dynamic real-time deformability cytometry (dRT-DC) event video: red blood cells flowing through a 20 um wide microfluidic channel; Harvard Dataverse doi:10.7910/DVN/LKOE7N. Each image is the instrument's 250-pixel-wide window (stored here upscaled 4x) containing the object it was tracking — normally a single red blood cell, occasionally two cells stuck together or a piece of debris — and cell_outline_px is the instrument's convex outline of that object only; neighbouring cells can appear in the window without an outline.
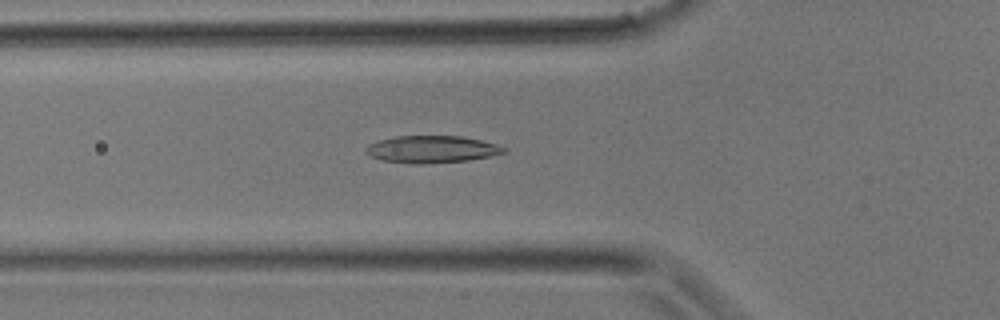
{"species": "common noctule bat (a hibernating species)", "species_latin": "Nyctalus noctula", "temperature_condition": "room temperature", "stored_images_in_passage": 33, "camera_frame_rate_fps": 3000, "um_per_image_px": 0.085, "animal": {"sex": "male", "body_mass_g": 17.9}, "frame": {"image": 1, "passage_image": 11, "time_ms": 3.333, "image_size_px": [1000, 320], "cell_outline_px": [[508, 152], [468, 160], [420, 164], [416, 164], [380, 160], [364, 152], [364, 148], [368, 144], [380, 140], [396, 136], [464, 136], [496, 144], [508, 148]], "centroid_in_image_um": [36.69, 12.68], "position_along_channel_um": 89.1, "area_um2": 21.85}}
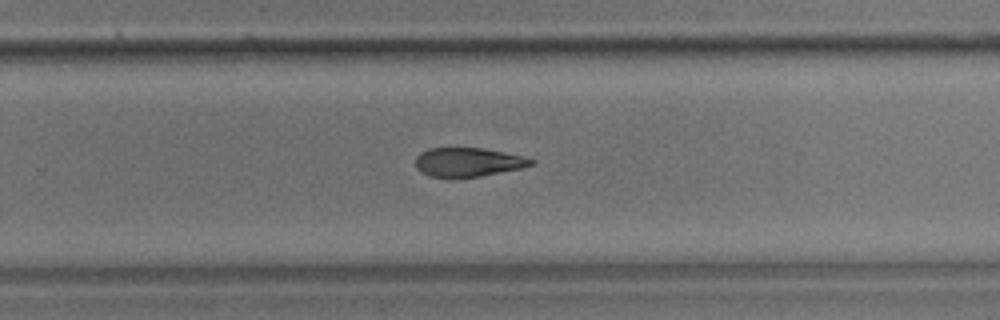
{"frame": {"image": 2, "passage_image": 21, "time_ms": 6.667, "image_size_px": [1000, 320], "cell_outline_px": [[536, 164], [520, 168], [480, 176], [428, 176], [420, 172], [416, 168], [416, 156], [420, 152], [428, 148], [484, 148], [504, 152], [536, 160]], "centroid_in_image_um": [39.77, 13.76], "position_along_channel_um": 290.0, "area_um2": 19.25}}
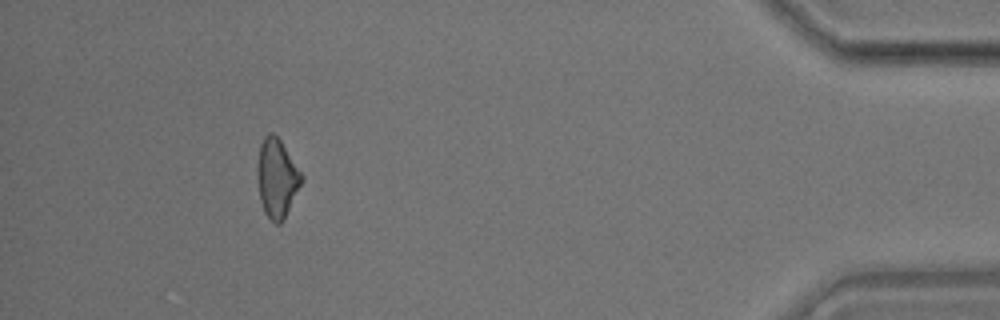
{"frame": {"image": 3, "passage_image": 30, "time_ms": 9.667, "image_size_px": [1000, 320], "cell_outline_px": [[304, 180], [284, 220], [280, 224], [276, 224], [264, 212], [260, 200], [256, 176], [256, 168], [260, 144], [264, 136], [268, 132], [272, 132], [280, 140], [304, 176]], "centroid_in_image_um": [23.53, 15.15], "position_along_channel_um": 411.7, "area_um2": 20.58}}